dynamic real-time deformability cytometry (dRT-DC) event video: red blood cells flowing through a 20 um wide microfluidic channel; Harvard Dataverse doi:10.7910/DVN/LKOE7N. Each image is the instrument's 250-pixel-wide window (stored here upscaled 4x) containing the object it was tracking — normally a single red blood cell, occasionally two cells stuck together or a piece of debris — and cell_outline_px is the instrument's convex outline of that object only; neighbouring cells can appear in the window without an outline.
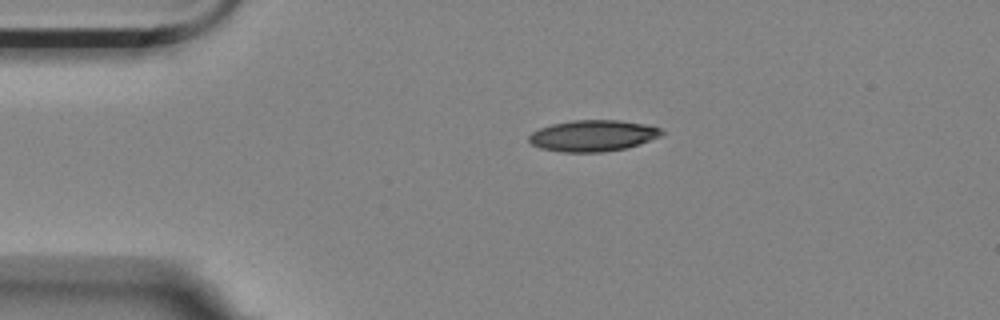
{"species": "Egyptian fruit bat (a non-hibernating species)", "species_latin": "Rousettus aegyptiacus", "temperature_condition": "room temperature", "stored_images_in_passage": 2, "camera_frame_rate_fps": 3000, "um_per_image_px": 0.085, "animal": {"sex": "female"}, "frame": {"image": 1, "passage_image": 1, "time_ms": 0.0, "image_size_px": [1000, 320], "cell_outline_px": [[664, 132], [660, 136], [640, 144], [628, 148], [604, 152], [564, 152], [540, 148], [532, 144], [528, 140], [528, 136], [532, 132], [540, 128], [552, 124], [572, 120], [616, 120], [644, 124], [660, 128]], "centroid_in_image_um": [50.39, 11.54], "position_along_channel_um": 34.6, "area_um2": 24.16}}